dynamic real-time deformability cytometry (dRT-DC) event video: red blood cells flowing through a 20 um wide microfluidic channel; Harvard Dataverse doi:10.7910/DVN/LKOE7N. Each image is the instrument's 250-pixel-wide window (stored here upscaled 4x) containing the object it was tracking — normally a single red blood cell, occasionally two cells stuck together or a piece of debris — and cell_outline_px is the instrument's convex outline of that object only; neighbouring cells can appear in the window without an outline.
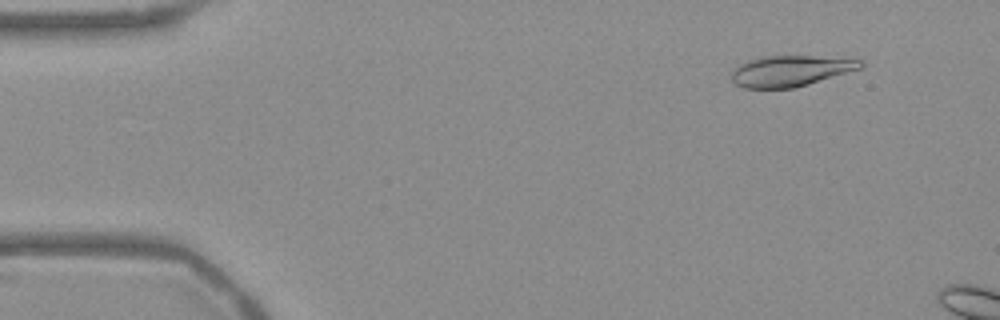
{"species": "Egyptian fruit bat (a non-hibernating species)", "species_latin": "Rousettus aegyptiacus", "temperature_condition": "warm", "stored_images_in_passage": 10, "camera_frame_rate_fps": 3000, "um_per_image_px": 0.085, "frame": {"image": 1, "passage_image": 5, "time_ms": 1.333, "image_size_px": [1000, 320], "cell_outline_px": [[864, 64], [860, 68], [808, 84], [792, 88], [744, 88], [736, 84], [732, 80], [732, 72], [740, 64], [748, 60], [764, 56], [812, 56], [864, 60]], "centroid_in_image_um": [67.17, 6.02], "position_along_channel_um": 17.8, "area_um2": 22.83}}